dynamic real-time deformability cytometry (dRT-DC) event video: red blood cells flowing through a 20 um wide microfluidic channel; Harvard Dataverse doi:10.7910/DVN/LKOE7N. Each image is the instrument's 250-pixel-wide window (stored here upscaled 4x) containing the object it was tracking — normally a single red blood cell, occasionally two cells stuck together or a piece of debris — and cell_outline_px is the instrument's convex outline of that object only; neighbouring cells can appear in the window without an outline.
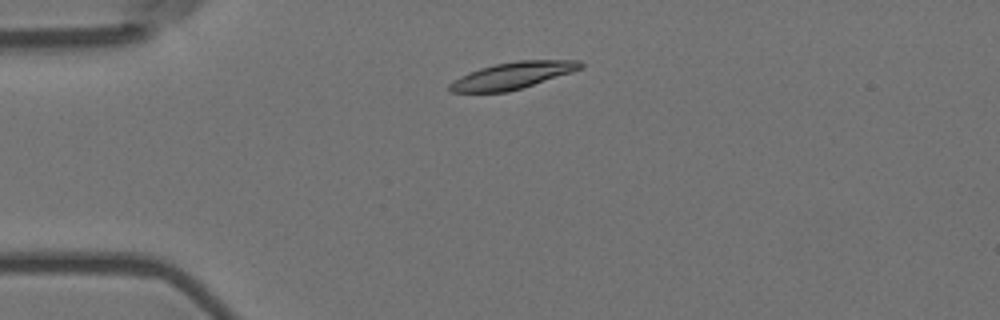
{"species": "Egyptian fruit bat (a non-hibernating species)", "species_latin": "Rousettus aegyptiacus", "temperature_condition": "room temperature", "stored_images_in_passage": 5, "camera_frame_rate_fps": 3000, "um_per_image_px": 0.085, "animal": {"sex": "female"}, "frame": {"image": 1, "passage_image": 3, "time_ms": 0.667, "image_size_px": [1000, 320], "cell_outline_px": [[584, 64], [580, 68], [572, 72], [508, 92], [448, 92], [448, 84], [460, 76], [468, 72], [480, 68], [496, 64], [516, 60], [580, 60]], "centroid_in_image_um": [43.53, 6.41], "position_along_channel_um": 41.5, "area_um2": 20.35}}
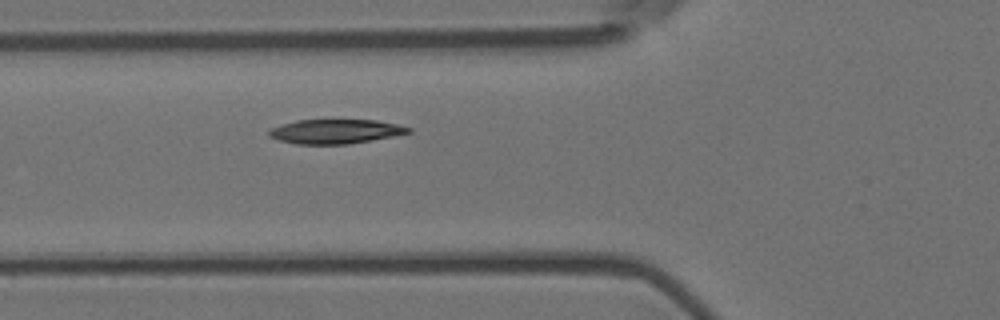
{"frame": {"image": 2, "passage_image": 5, "time_ms": 1.333, "image_size_px": [1000, 320], "cell_outline_px": [[412, 132], [392, 136], [348, 144], [296, 144], [280, 140], [268, 136], [268, 132], [272, 128], [296, 120], [376, 120], [396, 124], [412, 128]], "centroid_in_image_um": [28.52, 11.17], "position_along_channel_um": 97.3, "area_um2": 19.54}}